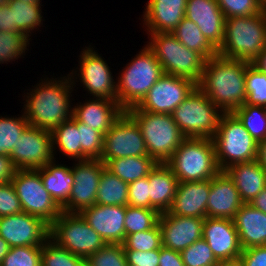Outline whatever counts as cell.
I'll return each instance as SVG.
<instances>
[{
	"label": "cell",
	"mask_w": 266,
	"mask_h": 266,
	"mask_svg": "<svg viewBox=\"0 0 266 266\" xmlns=\"http://www.w3.org/2000/svg\"><path fill=\"white\" fill-rule=\"evenodd\" d=\"M245 79L246 61L217 54L205 61L197 86L222 113H230L247 100Z\"/></svg>",
	"instance_id": "cell-1"
},
{
	"label": "cell",
	"mask_w": 266,
	"mask_h": 266,
	"mask_svg": "<svg viewBox=\"0 0 266 266\" xmlns=\"http://www.w3.org/2000/svg\"><path fill=\"white\" fill-rule=\"evenodd\" d=\"M71 77L60 81L46 80L41 82L42 85L39 83L30 94L27 93L24 116L31 126L52 131L72 118L69 93L74 80Z\"/></svg>",
	"instance_id": "cell-2"
},
{
	"label": "cell",
	"mask_w": 266,
	"mask_h": 266,
	"mask_svg": "<svg viewBox=\"0 0 266 266\" xmlns=\"http://www.w3.org/2000/svg\"><path fill=\"white\" fill-rule=\"evenodd\" d=\"M266 48V16L263 12L225 21L224 40L218 54L252 63Z\"/></svg>",
	"instance_id": "cell-3"
},
{
	"label": "cell",
	"mask_w": 266,
	"mask_h": 266,
	"mask_svg": "<svg viewBox=\"0 0 266 266\" xmlns=\"http://www.w3.org/2000/svg\"><path fill=\"white\" fill-rule=\"evenodd\" d=\"M126 112L138 124L148 155L157 163H166L186 139L171 114L141 111L136 106Z\"/></svg>",
	"instance_id": "cell-4"
},
{
	"label": "cell",
	"mask_w": 266,
	"mask_h": 266,
	"mask_svg": "<svg viewBox=\"0 0 266 266\" xmlns=\"http://www.w3.org/2000/svg\"><path fill=\"white\" fill-rule=\"evenodd\" d=\"M166 164L179 182L209 180L220 171L212 138H186Z\"/></svg>",
	"instance_id": "cell-5"
},
{
	"label": "cell",
	"mask_w": 266,
	"mask_h": 266,
	"mask_svg": "<svg viewBox=\"0 0 266 266\" xmlns=\"http://www.w3.org/2000/svg\"><path fill=\"white\" fill-rule=\"evenodd\" d=\"M212 139L220 171L257 158L258 143L233 112L222 113Z\"/></svg>",
	"instance_id": "cell-6"
},
{
	"label": "cell",
	"mask_w": 266,
	"mask_h": 266,
	"mask_svg": "<svg viewBox=\"0 0 266 266\" xmlns=\"http://www.w3.org/2000/svg\"><path fill=\"white\" fill-rule=\"evenodd\" d=\"M164 74L161 64L146 46L126 65L118 78L117 101L126 111L137 106Z\"/></svg>",
	"instance_id": "cell-7"
},
{
	"label": "cell",
	"mask_w": 266,
	"mask_h": 266,
	"mask_svg": "<svg viewBox=\"0 0 266 266\" xmlns=\"http://www.w3.org/2000/svg\"><path fill=\"white\" fill-rule=\"evenodd\" d=\"M151 42L147 47L161 64L165 74L201 80L205 59L196 51L188 49L176 37L168 33H149Z\"/></svg>",
	"instance_id": "cell-8"
},
{
	"label": "cell",
	"mask_w": 266,
	"mask_h": 266,
	"mask_svg": "<svg viewBox=\"0 0 266 266\" xmlns=\"http://www.w3.org/2000/svg\"><path fill=\"white\" fill-rule=\"evenodd\" d=\"M221 113L197 86L171 115L186 138H213Z\"/></svg>",
	"instance_id": "cell-9"
},
{
	"label": "cell",
	"mask_w": 266,
	"mask_h": 266,
	"mask_svg": "<svg viewBox=\"0 0 266 266\" xmlns=\"http://www.w3.org/2000/svg\"><path fill=\"white\" fill-rule=\"evenodd\" d=\"M49 238L83 259L107 244L79 213L62 212L50 225Z\"/></svg>",
	"instance_id": "cell-10"
},
{
	"label": "cell",
	"mask_w": 266,
	"mask_h": 266,
	"mask_svg": "<svg viewBox=\"0 0 266 266\" xmlns=\"http://www.w3.org/2000/svg\"><path fill=\"white\" fill-rule=\"evenodd\" d=\"M11 183L23 212L40 217L49 225L62 213V208L45 189L37 170L17 169Z\"/></svg>",
	"instance_id": "cell-11"
},
{
	"label": "cell",
	"mask_w": 266,
	"mask_h": 266,
	"mask_svg": "<svg viewBox=\"0 0 266 266\" xmlns=\"http://www.w3.org/2000/svg\"><path fill=\"white\" fill-rule=\"evenodd\" d=\"M133 156H149L141 130L135 120L124 111L104 134L103 164L109 160Z\"/></svg>",
	"instance_id": "cell-12"
},
{
	"label": "cell",
	"mask_w": 266,
	"mask_h": 266,
	"mask_svg": "<svg viewBox=\"0 0 266 266\" xmlns=\"http://www.w3.org/2000/svg\"><path fill=\"white\" fill-rule=\"evenodd\" d=\"M197 87L191 79L163 74L136 106L141 111L171 114Z\"/></svg>",
	"instance_id": "cell-13"
},
{
	"label": "cell",
	"mask_w": 266,
	"mask_h": 266,
	"mask_svg": "<svg viewBox=\"0 0 266 266\" xmlns=\"http://www.w3.org/2000/svg\"><path fill=\"white\" fill-rule=\"evenodd\" d=\"M51 131L29 125L22 132L10 158L17 169L36 170L53 161Z\"/></svg>",
	"instance_id": "cell-14"
},
{
	"label": "cell",
	"mask_w": 266,
	"mask_h": 266,
	"mask_svg": "<svg viewBox=\"0 0 266 266\" xmlns=\"http://www.w3.org/2000/svg\"><path fill=\"white\" fill-rule=\"evenodd\" d=\"M105 164L99 159L79 160L71 168L74 184L67 203L62 207L65 213H80L96 204L98 184Z\"/></svg>",
	"instance_id": "cell-15"
},
{
	"label": "cell",
	"mask_w": 266,
	"mask_h": 266,
	"mask_svg": "<svg viewBox=\"0 0 266 266\" xmlns=\"http://www.w3.org/2000/svg\"><path fill=\"white\" fill-rule=\"evenodd\" d=\"M49 233V224L25 212L0 217V236L10 247L42 246Z\"/></svg>",
	"instance_id": "cell-16"
},
{
	"label": "cell",
	"mask_w": 266,
	"mask_h": 266,
	"mask_svg": "<svg viewBox=\"0 0 266 266\" xmlns=\"http://www.w3.org/2000/svg\"><path fill=\"white\" fill-rule=\"evenodd\" d=\"M86 48L80 56V80L94 97L117 101V85L109 66L92 48Z\"/></svg>",
	"instance_id": "cell-17"
},
{
	"label": "cell",
	"mask_w": 266,
	"mask_h": 266,
	"mask_svg": "<svg viewBox=\"0 0 266 266\" xmlns=\"http://www.w3.org/2000/svg\"><path fill=\"white\" fill-rule=\"evenodd\" d=\"M204 218L173 215L169 212L159 216L158 225L165 248L181 252L203 238Z\"/></svg>",
	"instance_id": "cell-18"
},
{
	"label": "cell",
	"mask_w": 266,
	"mask_h": 266,
	"mask_svg": "<svg viewBox=\"0 0 266 266\" xmlns=\"http://www.w3.org/2000/svg\"><path fill=\"white\" fill-rule=\"evenodd\" d=\"M79 214L107 244H123L126 206L94 204Z\"/></svg>",
	"instance_id": "cell-19"
},
{
	"label": "cell",
	"mask_w": 266,
	"mask_h": 266,
	"mask_svg": "<svg viewBox=\"0 0 266 266\" xmlns=\"http://www.w3.org/2000/svg\"><path fill=\"white\" fill-rule=\"evenodd\" d=\"M203 239L218 261L239 258L243 251L232 219L205 217Z\"/></svg>",
	"instance_id": "cell-20"
},
{
	"label": "cell",
	"mask_w": 266,
	"mask_h": 266,
	"mask_svg": "<svg viewBox=\"0 0 266 266\" xmlns=\"http://www.w3.org/2000/svg\"><path fill=\"white\" fill-rule=\"evenodd\" d=\"M185 17L196 23L217 50L220 48L224 40L226 18L217 0H187Z\"/></svg>",
	"instance_id": "cell-21"
},
{
	"label": "cell",
	"mask_w": 266,
	"mask_h": 266,
	"mask_svg": "<svg viewBox=\"0 0 266 266\" xmlns=\"http://www.w3.org/2000/svg\"><path fill=\"white\" fill-rule=\"evenodd\" d=\"M243 204L234 182L225 171H219L211 178L207 217L233 220Z\"/></svg>",
	"instance_id": "cell-22"
},
{
	"label": "cell",
	"mask_w": 266,
	"mask_h": 266,
	"mask_svg": "<svg viewBox=\"0 0 266 266\" xmlns=\"http://www.w3.org/2000/svg\"><path fill=\"white\" fill-rule=\"evenodd\" d=\"M211 188V179L196 182H179L170 214L205 218L207 202Z\"/></svg>",
	"instance_id": "cell-23"
},
{
	"label": "cell",
	"mask_w": 266,
	"mask_h": 266,
	"mask_svg": "<svg viewBox=\"0 0 266 266\" xmlns=\"http://www.w3.org/2000/svg\"><path fill=\"white\" fill-rule=\"evenodd\" d=\"M187 0H149L145 13V26L149 33L172 32L185 17Z\"/></svg>",
	"instance_id": "cell-24"
},
{
	"label": "cell",
	"mask_w": 266,
	"mask_h": 266,
	"mask_svg": "<svg viewBox=\"0 0 266 266\" xmlns=\"http://www.w3.org/2000/svg\"><path fill=\"white\" fill-rule=\"evenodd\" d=\"M72 116L90 128L105 134L125 111L118 101L96 98L73 109Z\"/></svg>",
	"instance_id": "cell-25"
},
{
	"label": "cell",
	"mask_w": 266,
	"mask_h": 266,
	"mask_svg": "<svg viewBox=\"0 0 266 266\" xmlns=\"http://www.w3.org/2000/svg\"><path fill=\"white\" fill-rule=\"evenodd\" d=\"M150 209L159 214L170 209L179 181L166 163H157L148 175Z\"/></svg>",
	"instance_id": "cell-26"
},
{
	"label": "cell",
	"mask_w": 266,
	"mask_h": 266,
	"mask_svg": "<svg viewBox=\"0 0 266 266\" xmlns=\"http://www.w3.org/2000/svg\"><path fill=\"white\" fill-rule=\"evenodd\" d=\"M242 249L266 246V213L244 203L234 219Z\"/></svg>",
	"instance_id": "cell-27"
},
{
	"label": "cell",
	"mask_w": 266,
	"mask_h": 266,
	"mask_svg": "<svg viewBox=\"0 0 266 266\" xmlns=\"http://www.w3.org/2000/svg\"><path fill=\"white\" fill-rule=\"evenodd\" d=\"M224 171L234 182L244 203H250L266 188V171L257 160L233 164Z\"/></svg>",
	"instance_id": "cell-28"
},
{
	"label": "cell",
	"mask_w": 266,
	"mask_h": 266,
	"mask_svg": "<svg viewBox=\"0 0 266 266\" xmlns=\"http://www.w3.org/2000/svg\"><path fill=\"white\" fill-rule=\"evenodd\" d=\"M36 170L40 173L45 189L62 208L67 203L74 184L71 167L56 165L51 161Z\"/></svg>",
	"instance_id": "cell-29"
},
{
	"label": "cell",
	"mask_w": 266,
	"mask_h": 266,
	"mask_svg": "<svg viewBox=\"0 0 266 266\" xmlns=\"http://www.w3.org/2000/svg\"><path fill=\"white\" fill-rule=\"evenodd\" d=\"M157 162L150 156H133L109 160L105 167L127 184L149 175Z\"/></svg>",
	"instance_id": "cell-30"
},
{
	"label": "cell",
	"mask_w": 266,
	"mask_h": 266,
	"mask_svg": "<svg viewBox=\"0 0 266 266\" xmlns=\"http://www.w3.org/2000/svg\"><path fill=\"white\" fill-rule=\"evenodd\" d=\"M171 33L188 49L198 52L205 60L218 54V50L202 34L196 23L186 17Z\"/></svg>",
	"instance_id": "cell-31"
},
{
	"label": "cell",
	"mask_w": 266,
	"mask_h": 266,
	"mask_svg": "<svg viewBox=\"0 0 266 266\" xmlns=\"http://www.w3.org/2000/svg\"><path fill=\"white\" fill-rule=\"evenodd\" d=\"M96 204L108 206L128 205V184L108 171L106 167L102 171L98 184Z\"/></svg>",
	"instance_id": "cell-32"
},
{
	"label": "cell",
	"mask_w": 266,
	"mask_h": 266,
	"mask_svg": "<svg viewBox=\"0 0 266 266\" xmlns=\"http://www.w3.org/2000/svg\"><path fill=\"white\" fill-rule=\"evenodd\" d=\"M52 148L56 144L61 152L69 158L81 160V145L78 131V121L71 119L62 122L51 131Z\"/></svg>",
	"instance_id": "cell-33"
},
{
	"label": "cell",
	"mask_w": 266,
	"mask_h": 266,
	"mask_svg": "<svg viewBox=\"0 0 266 266\" xmlns=\"http://www.w3.org/2000/svg\"><path fill=\"white\" fill-rule=\"evenodd\" d=\"M7 3L12 11L13 27L29 37V33L41 24V4L20 0H9Z\"/></svg>",
	"instance_id": "cell-34"
},
{
	"label": "cell",
	"mask_w": 266,
	"mask_h": 266,
	"mask_svg": "<svg viewBox=\"0 0 266 266\" xmlns=\"http://www.w3.org/2000/svg\"><path fill=\"white\" fill-rule=\"evenodd\" d=\"M233 113L257 143L266 139V107L242 105Z\"/></svg>",
	"instance_id": "cell-35"
},
{
	"label": "cell",
	"mask_w": 266,
	"mask_h": 266,
	"mask_svg": "<svg viewBox=\"0 0 266 266\" xmlns=\"http://www.w3.org/2000/svg\"><path fill=\"white\" fill-rule=\"evenodd\" d=\"M245 91L247 100L244 105L266 107V73L249 62H246Z\"/></svg>",
	"instance_id": "cell-36"
},
{
	"label": "cell",
	"mask_w": 266,
	"mask_h": 266,
	"mask_svg": "<svg viewBox=\"0 0 266 266\" xmlns=\"http://www.w3.org/2000/svg\"><path fill=\"white\" fill-rule=\"evenodd\" d=\"M24 114L18 118L0 117V155H10L24 130L29 126Z\"/></svg>",
	"instance_id": "cell-37"
},
{
	"label": "cell",
	"mask_w": 266,
	"mask_h": 266,
	"mask_svg": "<svg viewBox=\"0 0 266 266\" xmlns=\"http://www.w3.org/2000/svg\"><path fill=\"white\" fill-rule=\"evenodd\" d=\"M160 214L155 209L126 206L125 237L130 234L152 229L159 220Z\"/></svg>",
	"instance_id": "cell-38"
},
{
	"label": "cell",
	"mask_w": 266,
	"mask_h": 266,
	"mask_svg": "<svg viewBox=\"0 0 266 266\" xmlns=\"http://www.w3.org/2000/svg\"><path fill=\"white\" fill-rule=\"evenodd\" d=\"M83 258L76 256L48 238L42 245L41 266H78Z\"/></svg>",
	"instance_id": "cell-39"
},
{
	"label": "cell",
	"mask_w": 266,
	"mask_h": 266,
	"mask_svg": "<svg viewBox=\"0 0 266 266\" xmlns=\"http://www.w3.org/2000/svg\"><path fill=\"white\" fill-rule=\"evenodd\" d=\"M81 160L99 159L103 154L104 134L78 121Z\"/></svg>",
	"instance_id": "cell-40"
},
{
	"label": "cell",
	"mask_w": 266,
	"mask_h": 266,
	"mask_svg": "<svg viewBox=\"0 0 266 266\" xmlns=\"http://www.w3.org/2000/svg\"><path fill=\"white\" fill-rule=\"evenodd\" d=\"M122 245L124 250L150 251L160 249L163 245L158 223L152 229L127 235Z\"/></svg>",
	"instance_id": "cell-41"
},
{
	"label": "cell",
	"mask_w": 266,
	"mask_h": 266,
	"mask_svg": "<svg viewBox=\"0 0 266 266\" xmlns=\"http://www.w3.org/2000/svg\"><path fill=\"white\" fill-rule=\"evenodd\" d=\"M22 32L0 31V63L18 59L25 53L30 39Z\"/></svg>",
	"instance_id": "cell-42"
},
{
	"label": "cell",
	"mask_w": 266,
	"mask_h": 266,
	"mask_svg": "<svg viewBox=\"0 0 266 266\" xmlns=\"http://www.w3.org/2000/svg\"><path fill=\"white\" fill-rule=\"evenodd\" d=\"M180 254L185 266H216L219 262L203 238L185 248Z\"/></svg>",
	"instance_id": "cell-43"
},
{
	"label": "cell",
	"mask_w": 266,
	"mask_h": 266,
	"mask_svg": "<svg viewBox=\"0 0 266 266\" xmlns=\"http://www.w3.org/2000/svg\"><path fill=\"white\" fill-rule=\"evenodd\" d=\"M42 246L11 247L0 266H41Z\"/></svg>",
	"instance_id": "cell-44"
},
{
	"label": "cell",
	"mask_w": 266,
	"mask_h": 266,
	"mask_svg": "<svg viewBox=\"0 0 266 266\" xmlns=\"http://www.w3.org/2000/svg\"><path fill=\"white\" fill-rule=\"evenodd\" d=\"M225 18L252 16L263 12L261 0H217Z\"/></svg>",
	"instance_id": "cell-45"
},
{
	"label": "cell",
	"mask_w": 266,
	"mask_h": 266,
	"mask_svg": "<svg viewBox=\"0 0 266 266\" xmlns=\"http://www.w3.org/2000/svg\"><path fill=\"white\" fill-rule=\"evenodd\" d=\"M87 259L92 266H128L122 244H106Z\"/></svg>",
	"instance_id": "cell-46"
},
{
	"label": "cell",
	"mask_w": 266,
	"mask_h": 266,
	"mask_svg": "<svg viewBox=\"0 0 266 266\" xmlns=\"http://www.w3.org/2000/svg\"><path fill=\"white\" fill-rule=\"evenodd\" d=\"M128 205L150 209L148 176L128 184Z\"/></svg>",
	"instance_id": "cell-47"
},
{
	"label": "cell",
	"mask_w": 266,
	"mask_h": 266,
	"mask_svg": "<svg viewBox=\"0 0 266 266\" xmlns=\"http://www.w3.org/2000/svg\"><path fill=\"white\" fill-rule=\"evenodd\" d=\"M20 200L11 182L0 185V217L22 213Z\"/></svg>",
	"instance_id": "cell-48"
},
{
	"label": "cell",
	"mask_w": 266,
	"mask_h": 266,
	"mask_svg": "<svg viewBox=\"0 0 266 266\" xmlns=\"http://www.w3.org/2000/svg\"><path fill=\"white\" fill-rule=\"evenodd\" d=\"M128 266H159L160 249L150 251L124 250Z\"/></svg>",
	"instance_id": "cell-49"
},
{
	"label": "cell",
	"mask_w": 266,
	"mask_h": 266,
	"mask_svg": "<svg viewBox=\"0 0 266 266\" xmlns=\"http://www.w3.org/2000/svg\"><path fill=\"white\" fill-rule=\"evenodd\" d=\"M240 258L244 266H266V246H254L244 249Z\"/></svg>",
	"instance_id": "cell-50"
},
{
	"label": "cell",
	"mask_w": 266,
	"mask_h": 266,
	"mask_svg": "<svg viewBox=\"0 0 266 266\" xmlns=\"http://www.w3.org/2000/svg\"><path fill=\"white\" fill-rule=\"evenodd\" d=\"M16 171L10 155H0V185L11 182Z\"/></svg>",
	"instance_id": "cell-51"
},
{
	"label": "cell",
	"mask_w": 266,
	"mask_h": 266,
	"mask_svg": "<svg viewBox=\"0 0 266 266\" xmlns=\"http://www.w3.org/2000/svg\"><path fill=\"white\" fill-rule=\"evenodd\" d=\"M159 266H185L180 252L168 249L165 247L160 248Z\"/></svg>",
	"instance_id": "cell-52"
},
{
	"label": "cell",
	"mask_w": 266,
	"mask_h": 266,
	"mask_svg": "<svg viewBox=\"0 0 266 266\" xmlns=\"http://www.w3.org/2000/svg\"><path fill=\"white\" fill-rule=\"evenodd\" d=\"M0 31L18 32L13 27L12 11H10L8 3L0 6Z\"/></svg>",
	"instance_id": "cell-53"
},
{
	"label": "cell",
	"mask_w": 266,
	"mask_h": 266,
	"mask_svg": "<svg viewBox=\"0 0 266 266\" xmlns=\"http://www.w3.org/2000/svg\"><path fill=\"white\" fill-rule=\"evenodd\" d=\"M250 204L255 208L266 213V188L263 189Z\"/></svg>",
	"instance_id": "cell-54"
},
{
	"label": "cell",
	"mask_w": 266,
	"mask_h": 266,
	"mask_svg": "<svg viewBox=\"0 0 266 266\" xmlns=\"http://www.w3.org/2000/svg\"><path fill=\"white\" fill-rule=\"evenodd\" d=\"M256 160L266 171V139L258 143Z\"/></svg>",
	"instance_id": "cell-55"
},
{
	"label": "cell",
	"mask_w": 266,
	"mask_h": 266,
	"mask_svg": "<svg viewBox=\"0 0 266 266\" xmlns=\"http://www.w3.org/2000/svg\"><path fill=\"white\" fill-rule=\"evenodd\" d=\"M252 64L260 71L266 73V48L259 54Z\"/></svg>",
	"instance_id": "cell-56"
},
{
	"label": "cell",
	"mask_w": 266,
	"mask_h": 266,
	"mask_svg": "<svg viewBox=\"0 0 266 266\" xmlns=\"http://www.w3.org/2000/svg\"><path fill=\"white\" fill-rule=\"evenodd\" d=\"M9 244L0 236V265L3 262V258L10 250Z\"/></svg>",
	"instance_id": "cell-57"
},
{
	"label": "cell",
	"mask_w": 266,
	"mask_h": 266,
	"mask_svg": "<svg viewBox=\"0 0 266 266\" xmlns=\"http://www.w3.org/2000/svg\"><path fill=\"white\" fill-rule=\"evenodd\" d=\"M216 266H244L241 258L219 261Z\"/></svg>",
	"instance_id": "cell-58"
},
{
	"label": "cell",
	"mask_w": 266,
	"mask_h": 266,
	"mask_svg": "<svg viewBox=\"0 0 266 266\" xmlns=\"http://www.w3.org/2000/svg\"><path fill=\"white\" fill-rule=\"evenodd\" d=\"M78 266H92L88 259H83Z\"/></svg>",
	"instance_id": "cell-59"
},
{
	"label": "cell",
	"mask_w": 266,
	"mask_h": 266,
	"mask_svg": "<svg viewBox=\"0 0 266 266\" xmlns=\"http://www.w3.org/2000/svg\"><path fill=\"white\" fill-rule=\"evenodd\" d=\"M22 2H29V3H35V4H40V0H20Z\"/></svg>",
	"instance_id": "cell-60"
},
{
	"label": "cell",
	"mask_w": 266,
	"mask_h": 266,
	"mask_svg": "<svg viewBox=\"0 0 266 266\" xmlns=\"http://www.w3.org/2000/svg\"><path fill=\"white\" fill-rule=\"evenodd\" d=\"M8 1L9 0H0V6L6 4Z\"/></svg>",
	"instance_id": "cell-61"
},
{
	"label": "cell",
	"mask_w": 266,
	"mask_h": 266,
	"mask_svg": "<svg viewBox=\"0 0 266 266\" xmlns=\"http://www.w3.org/2000/svg\"><path fill=\"white\" fill-rule=\"evenodd\" d=\"M263 13L266 16V2L263 4Z\"/></svg>",
	"instance_id": "cell-62"
},
{
	"label": "cell",
	"mask_w": 266,
	"mask_h": 266,
	"mask_svg": "<svg viewBox=\"0 0 266 266\" xmlns=\"http://www.w3.org/2000/svg\"><path fill=\"white\" fill-rule=\"evenodd\" d=\"M266 2V0H261V3L264 4Z\"/></svg>",
	"instance_id": "cell-63"
}]
</instances>
